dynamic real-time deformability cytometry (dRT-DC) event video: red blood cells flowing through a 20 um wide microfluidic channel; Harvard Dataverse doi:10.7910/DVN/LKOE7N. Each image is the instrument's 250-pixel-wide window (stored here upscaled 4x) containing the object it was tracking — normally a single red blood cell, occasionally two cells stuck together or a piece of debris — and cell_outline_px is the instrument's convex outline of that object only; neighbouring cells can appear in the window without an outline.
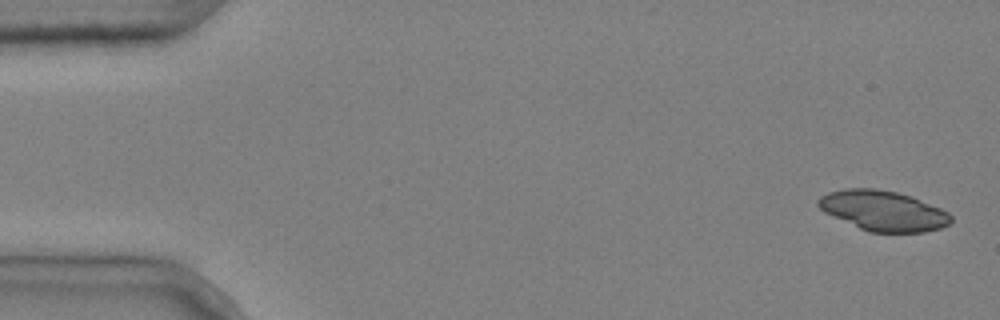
{"species": "common noctule bat (a hibernating species)", "species_latin": "Nyctalus noctula", "temperature_condition": "cold", "stored_images_in_passage": 5, "camera_frame_rate_fps": 3000, "um_per_image_px": 0.085, "animal": {"sex": "male", "body_mass_g": 20.4}, "frame": {"image": 1, "passage_image": 1, "time_ms": 0.0, "image_size_px": [1000, 320], "cell_outline_px": [[952, 220], [948, 224], [940, 228], [924, 232], [868, 232], [824, 212], [816, 204], [816, 200], [820, 196], [828, 192], [844, 188], [876, 188], [896, 192], [912, 196], [940, 208], [948, 212], [952, 216]], "centroid_in_image_um": [75.05, 17.9], "position_along_channel_um": 10.0, "area_um2": 31.1}}
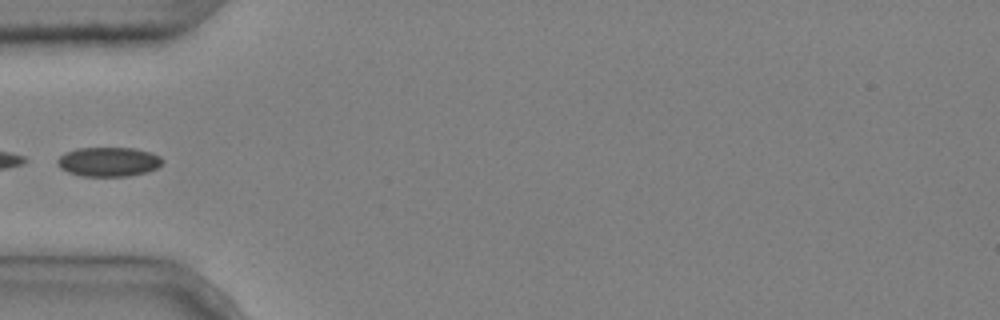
{"frame": {"image": 2, "passage_image": 5, "time_ms": 1.333, "image_size_px": [1000, 320], "cell_outline_px": [[164, 160], [156, 168], [148, 172], [128, 176], [80, 176], [68, 172], [60, 168], [56, 164], [56, 160], [64, 152], [76, 148], [132, 148], [152, 152], [160, 156]], "centroid_in_image_um": [9.2, 13.75], "position_along_channel_um": 75.8, "area_um2": 18.15}}